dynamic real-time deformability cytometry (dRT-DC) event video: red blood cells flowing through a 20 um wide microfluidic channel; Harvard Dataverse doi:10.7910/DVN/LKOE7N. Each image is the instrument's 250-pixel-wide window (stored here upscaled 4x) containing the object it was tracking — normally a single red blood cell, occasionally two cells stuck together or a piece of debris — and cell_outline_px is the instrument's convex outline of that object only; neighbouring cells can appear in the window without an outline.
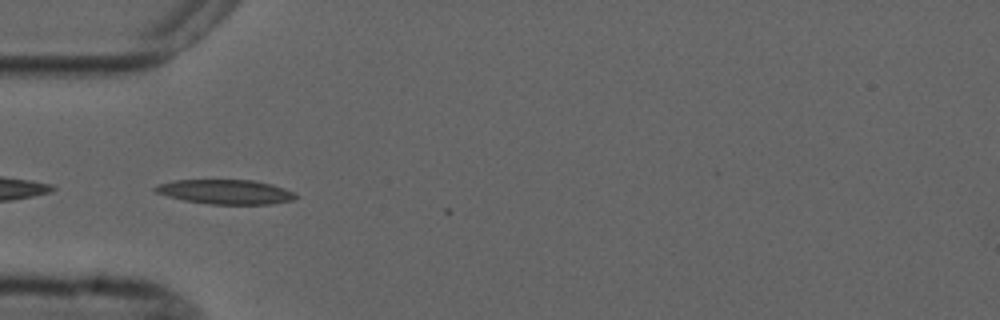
{"species": "common noctule bat (a hibernating species)", "species_latin": "Nyctalus noctula", "temperature_condition": "cold", "stored_images_in_passage": 6, "camera_frame_rate_fps": 3000, "um_per_image_px": 0.085, "animal": {"sex": "male", "forearm_length_mm": 52.5}, "frame": {"image": 1, "passage_image": 5, "time_ms": 4.667, "image_size_px": [1000, 320], "cell_outline_px": [[300, 196], [292, 200], [272, 204], [208, 204], [184, 200], [168, 196], [156, 192], [152, 188], [160, 184], [176, 180], [252, 180], [272, 184], [296, 192]], "centroid_in_image_um": [19.23, 16.31], "position_along_channel_um": 65.8, "area_um2": 20.06}}
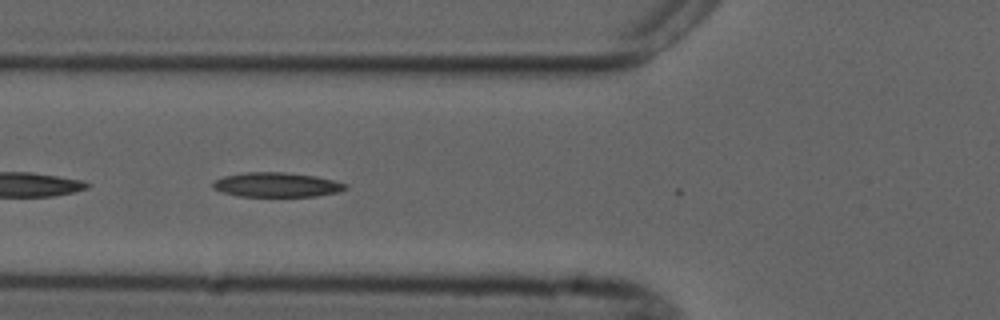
{"frame": {"image": 2, "passage_image": 6, "time_ms": 5.667, "image_size_px": [1000, 320], "cell_outline_px": [[348, 188], [336, 192], [316, 196], [236, 196], [220, 192], [212, 188], [212, 184], [216, 180], [224, 176], [244, 172], [280, 172], [316, 176], [348, 184]], "centroid_in_image_um": [23.48, 15.71], "position_along_channel_um": 102.3, "area_um2": 18.9}}